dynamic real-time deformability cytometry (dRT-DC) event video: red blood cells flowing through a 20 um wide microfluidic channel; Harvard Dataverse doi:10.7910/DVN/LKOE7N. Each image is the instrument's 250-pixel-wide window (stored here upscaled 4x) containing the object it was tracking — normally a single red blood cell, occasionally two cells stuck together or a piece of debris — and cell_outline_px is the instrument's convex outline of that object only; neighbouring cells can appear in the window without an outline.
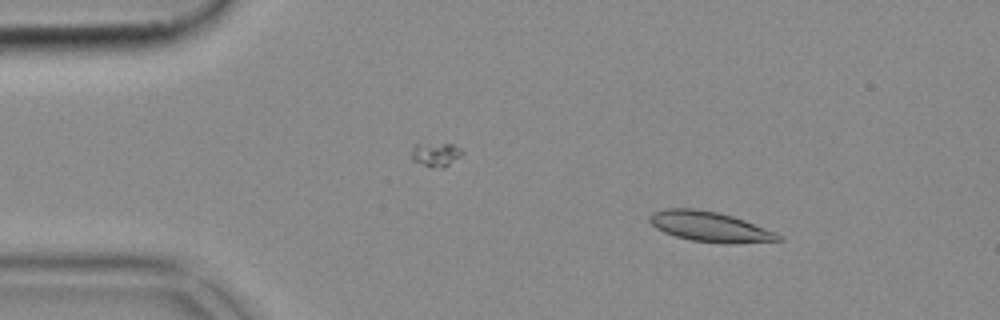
{"species": "common noctule bat (a hibernating species)", "species_latin": "Nyctalus noctula", "temperature_condition": "cold", "stored_images_in_passage": 46, "camera_frame_rate_fps": 3000, "um_per_image_px": 0.085, "animal": {"sex": "female", "body_mass_g": 18.4}, "frame": {"image": 1, "passage_image": 1, "time_ms": 0.0, "image_size_px": [1000, 320], "cell_outline_px": [[784, 240], [732, 244], [692, 240], [676, 236], [664, 232], [656, 228], [648, 220], [648, 216], [652, 212], [664, 208], [692, 208], [716, 212], [732, 216], [744, 220], [776, 232], [784, 236]], "centroid_in_image_um": [60.35, 19.27], "position_along_channel_um": 24.7, "area_um2": 22.6}}
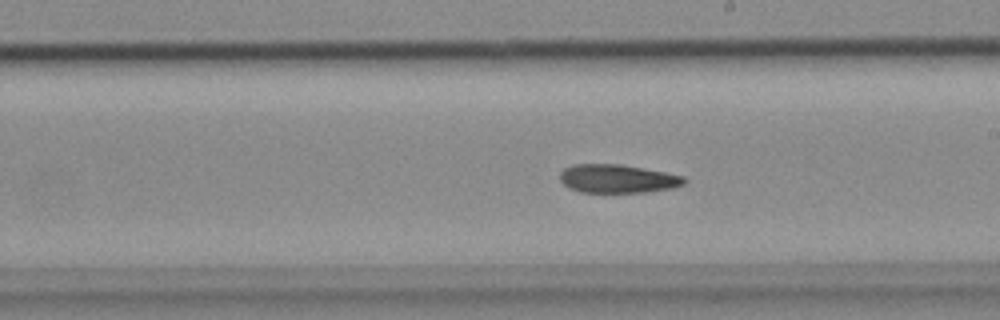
{"frame": {"image": 2, "passage_image": 23, "time_ms": 7.333, "image_size_px": [1000, 320], "cell_outline_px": [[688, 180], [684, 184], [672, 188], [648, 192], [580, 192], [568, 188], [560, 180], [560, 172], [564, 168], [572, 164], [620, 164], [664, 172], [684, 176]], "centroid_in_image_um": [52.48, 15.19], "position_along_channel_um": 236.5, "area_um2": 20.69}}
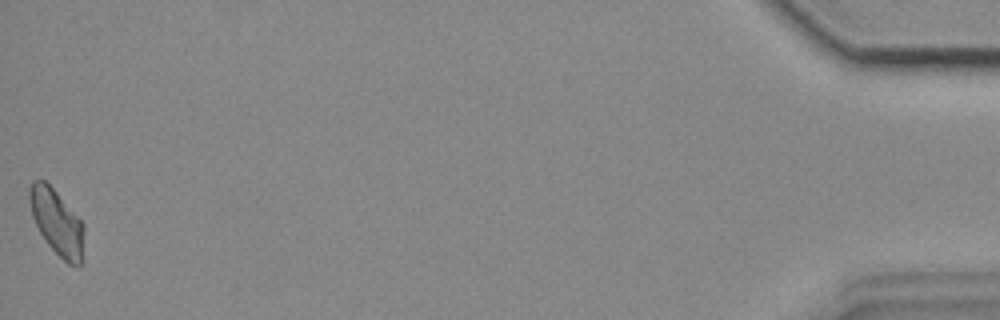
{"frame": {"image": 3, "passage_image": 46, "time_ms": 15.0, "image_size_px": [1000, 320], "cell_outline_px": [[84, 260], [80, 264], [68, 264], [48, 244], [40, 232], [32, 216], [28, 200], [28, 188], [32, 180], [44, 180], [56, 192], [84, 224]], "centroid_in_image_um": [4.84, 18.89], "position_along_channel_um": 430.4, "area_um2": 20.75}}